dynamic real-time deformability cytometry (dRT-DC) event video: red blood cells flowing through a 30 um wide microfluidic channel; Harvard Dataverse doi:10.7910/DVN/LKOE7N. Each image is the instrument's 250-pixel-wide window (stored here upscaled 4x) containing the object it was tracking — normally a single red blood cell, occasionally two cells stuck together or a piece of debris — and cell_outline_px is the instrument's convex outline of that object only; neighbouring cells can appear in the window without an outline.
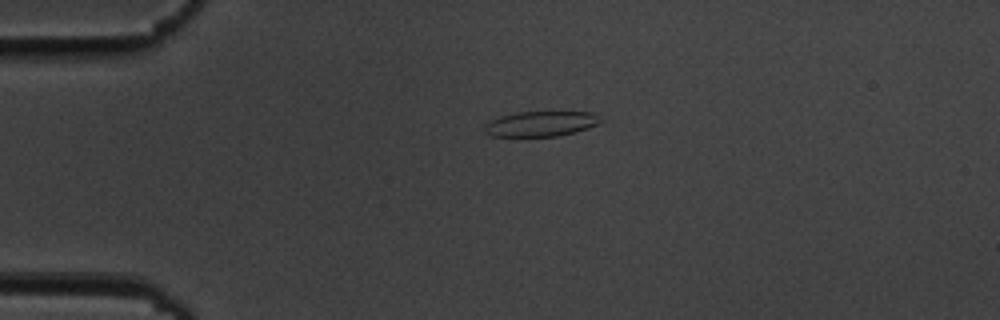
{"species": "common noctule bat (a hibernating species)", "species_latin": "Nyctalus noctula", "temperature_condition": "cold", "stored_images_in_passage": 43, "camera_frame_rate_fps": 3000, "um_per_image_px": 0.085, "animal": {"sex": "male", "body_mass_g": 19.5, "forearm_length_mm": 54.6}, "frame": {"image": 1, "passage_image": 1, "time_ms": 0.0, "image_size_px": [1000, 320], "cell_outline_px": [[608, 120], [588, 128], [576, 132], [560, 136], [492, 136], [484, 132], [484, 128], [492, 120], [500, 116], [516, 112], [592, 112]], "centroid_in_image_um": [46.07, 10.52], "position_along_channel_um": 38.9, "area_um2": 17.17}}
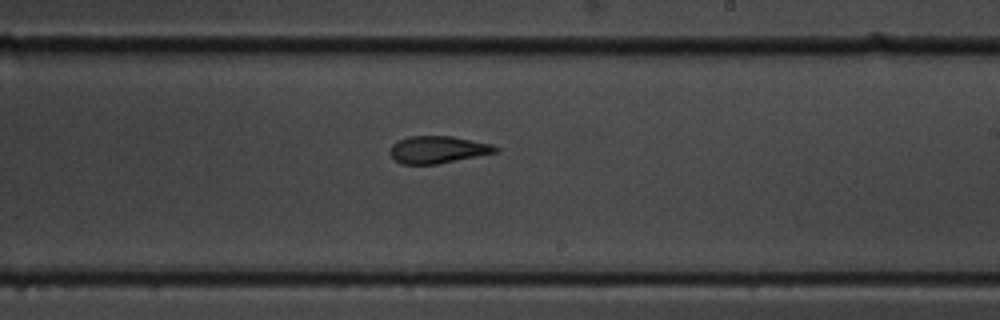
{"frame": {"image": 2, "passage_image": 21, "time_ms": 6.667, "image_size_px": [1000, 320], "cell_outline_px": [[500, 152], [436, 164], [400, 164], [388, 152], [392, 144], [408, 136], [452, 136], [492, 144], [500, 148]], "centroid_in_image_um": [37.24, 12.72], "position_along_channel_um": 251.8, "area_um2": 16.82}}
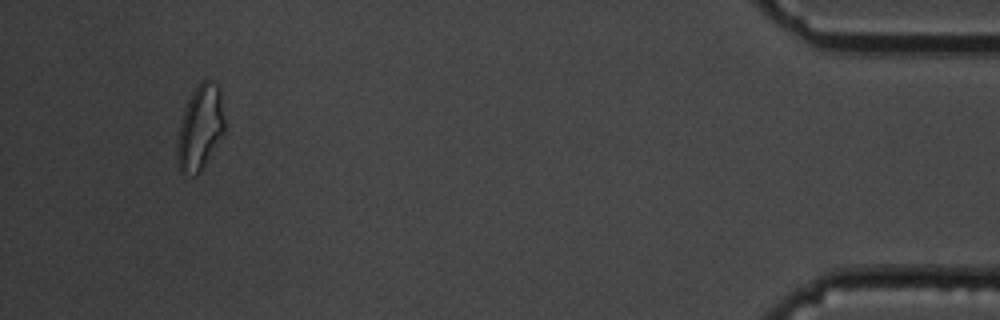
{"frame": {"image": 3, "passage_image": 40, "time_ms": 13.0, "image_size_px": [1000, 320], "cell_outline_px": [[224, 132], [200, 172], [196, 176], [184, 176], [180, 172], [176, 160], [176, 144], [180, 124], [184, 108], [192, 92], [204, 80], [208, 80], [216, 84], [220, 88], [224, 120]], "centroid_in_image_um": [16.98, 10.92], "position_along_channel_um": 418.2, "area_um2": 23.47}, "authors_computed_cell_mechanics": {"area_um2": 17.2822, "velocity_mm_per_s": 3.6864, "shape_relaxation_time_tau1_ms": 5.8797, "shape_relaxation_time_tau2_ms": 3.0131, "deformation_change_tau1": 0.153, "deformation_change_tau2": 0.1087}}